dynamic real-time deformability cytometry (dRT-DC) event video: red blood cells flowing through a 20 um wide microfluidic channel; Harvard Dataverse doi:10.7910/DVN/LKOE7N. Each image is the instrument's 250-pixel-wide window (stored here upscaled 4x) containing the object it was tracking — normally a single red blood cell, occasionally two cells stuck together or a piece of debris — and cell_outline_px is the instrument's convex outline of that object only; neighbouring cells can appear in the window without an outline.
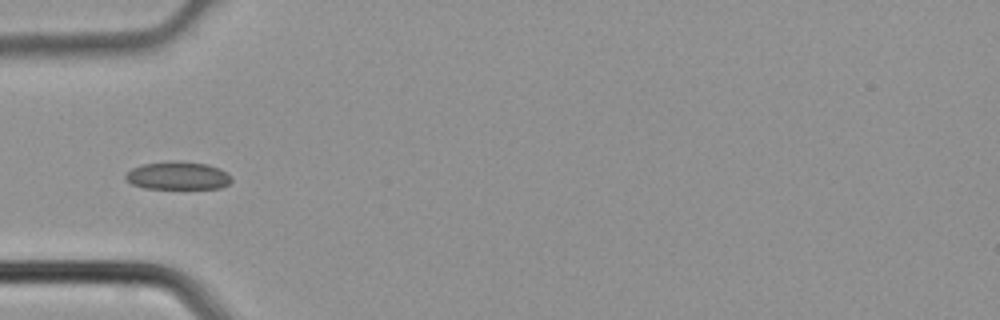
{"species": "common noctule bat (a hibernating species)", "species_latin": "Nyctalus noctula", "temperature_condition": "cold", "stored_images_in_passage": 1, "camera_frame_rate_fps": 3000, "um_per_image_px": 0.085, "animal": {"sex": "male", "body_mass_g": 21.5, "forearm_length_mm": 52.0}, "frame": {"image": 1, "passage_image": 1, "time_ms": 0.0, "image_size_px": [1000, 320], "cell_outline_px": [[232, 180], [228, 184], [220, 188], [144, 188], [132, 184], [124, 180], [124, 176], [132, 168], [144, 164], [172, 160], [180, 160], [208, 164], [232, 176]], "centroid_in_image_um": [15.09, 14.92], "position_along_channel_um": 69.9, "area_um2": 17.28}}